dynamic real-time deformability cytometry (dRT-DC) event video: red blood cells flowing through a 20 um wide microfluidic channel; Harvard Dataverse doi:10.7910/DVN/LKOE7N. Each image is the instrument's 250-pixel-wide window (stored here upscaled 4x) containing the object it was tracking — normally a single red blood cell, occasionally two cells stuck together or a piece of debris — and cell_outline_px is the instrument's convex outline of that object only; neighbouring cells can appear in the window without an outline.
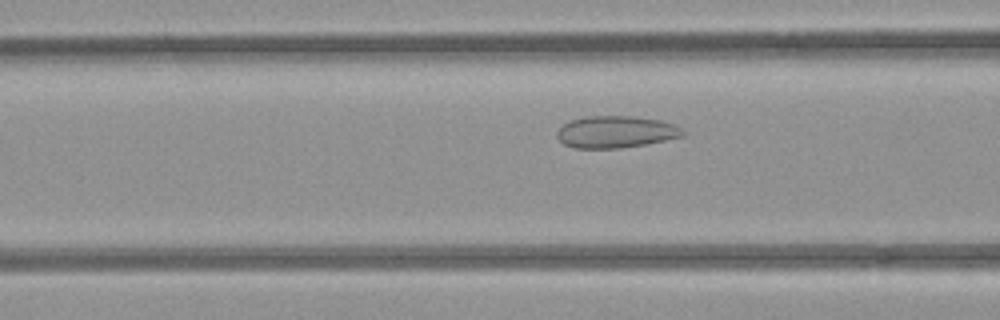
{"species": "common noctule bat (a hibernating species)", "species_latin": "Nyctalus noctula", "temperature_condition": "room temperature", "stored_images_in_passage": 35, "camera_frame_rate_fps": 3000, "um_per_image_px": 0.085, "animal": {"sex": "female", "body_mass_g": 21.9}, "frame": {"image": 1, "passage_image": 6, "time_ms": 1.667, "image_size_px": [1000, 320], "cell_outline_px": [[684, 136], [644, 144], [620, 148], [576, 148], [564, 144], [556, 136], [556, 132], [564, 124], [572, 120], [584, 116], [632, 116], [660, 120], [676, 124], [684, 132]], "centroid_in_image_um": [52.34, 11.2], "position_along_channel_um": 114.3, "area_um2": 23.29}}
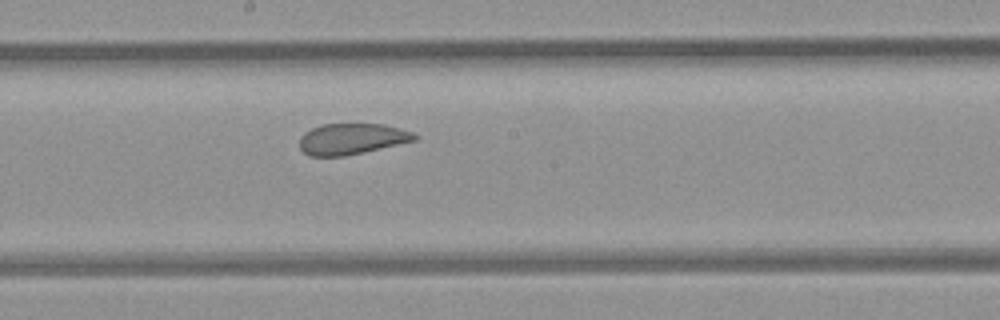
{"frame": {"image": 2, "passage_image": 14, "time_ms": 4.333, "image_size_px": [1000, 320], "cell_outline_px": [[420, 136], [416, 140], [344, 156], [308, 156], [300, 148], [300, 136], [304, 132], [320, 124], [384, 124], [400, 128], [412, 132]], "centroid_in_image_um": [29.88, 11.8], "position_along_channel_um": 218.3, "area_um2": 20.75}}
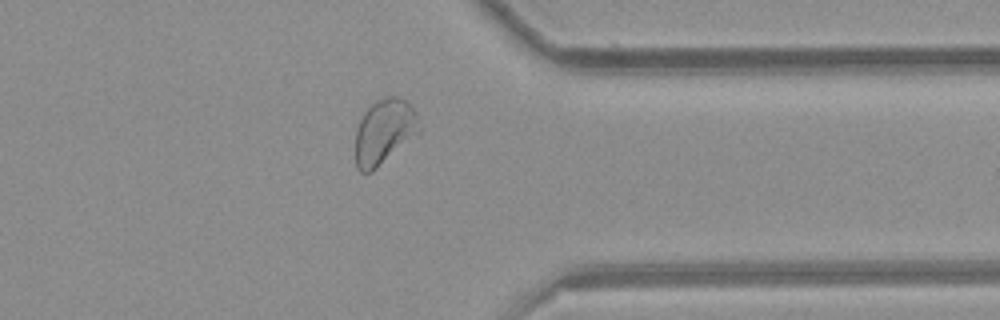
{"frame": {"image": 3, "passage_image": 27, "time_ms": 8.667, "image_size_px": [1000, 320], "cell_outline_px": [[420, 132], [372, 172], [360, 172], [356, 168], [356, 128], [364, 112], [376, 100], [388, 96], [396, 96], [404, 100], [416, 112], [420, 128]], "centroid_in_image_um": [32.65, 11.2], "position_along_channel_um": 378.8, "area_um2": 24.04}, "authors_computed_cell_mechanics": {"area_um2": 22.6576, "velocity_mm_per_s": 3.8937, "shape_relaxation_time_tau1_ms": null, "shape_relaxation_time_tau2_ms": 0.8713, "deformation_change_tau1": null, "deformation_change_tau2": 0.0665}}